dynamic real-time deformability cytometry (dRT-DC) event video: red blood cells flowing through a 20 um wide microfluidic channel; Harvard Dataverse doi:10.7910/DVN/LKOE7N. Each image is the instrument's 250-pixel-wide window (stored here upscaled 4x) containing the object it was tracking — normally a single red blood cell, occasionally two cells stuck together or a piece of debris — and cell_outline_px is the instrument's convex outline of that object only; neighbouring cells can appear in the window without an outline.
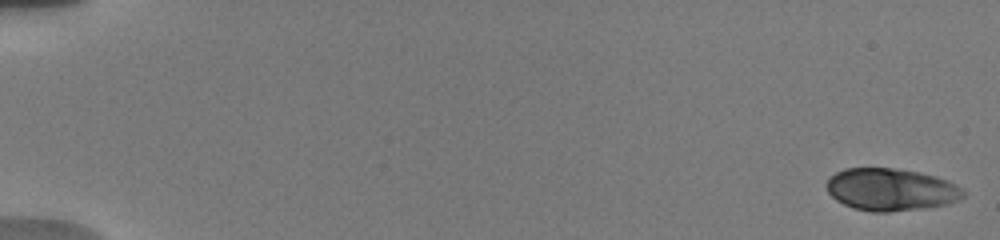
{"species": "human", "species_latin": "Homo sapiens", "temperature_condition": "warm", "stored_images_in_passage": 24, "camera_frame_rate_fps": 3000, "um_per_image_px": 0.085, "donor": {"sex": "male"}, "frame": {"image": 1, "passage_image": 1, "time_ms": 0.0, "image_size_px": [1000, 240], "cell_outline_px": [[964, 196], [948, 204], [924, 208], [888, 212], [872, 212], [852, 208], [836, 200], [828, 192], [824, 184], [836, 172], [844, 168], [896, 168], [936, 176], [948, 180], [960, 188], [964, 192]], "centroid_in_image_um": [75.69, 16.11], "position_along_channel_um": 9.3, "area_um2": 33.7}}
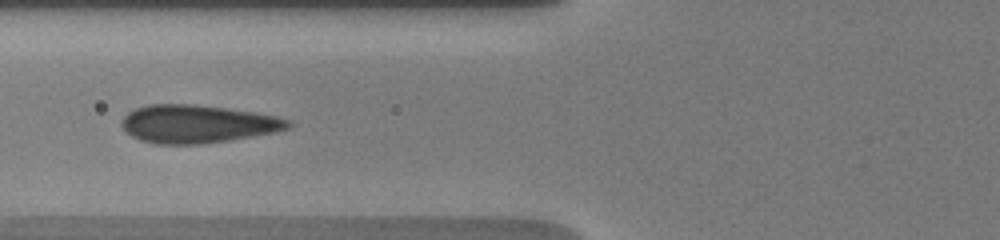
{"frame": {"image": 2, "passage_image": 13, "time_ms": 7.333, "image_size_px": [1000, 240], "cell_outline_px": [[292, 124], [288, 128], [276, 132], [228, 140], [200, 144], [156, 144], [140, 140], [132, 136], [120, 124], [120, 120], [128, 112], [136, 108], [148, 104], [196, 104], [256, 112], [276, 116], [292, 120]], "centroid_in_image_um": [16.78, 10.52], "position_along_channel_um": 109.0, "area_um2": 36.99}}
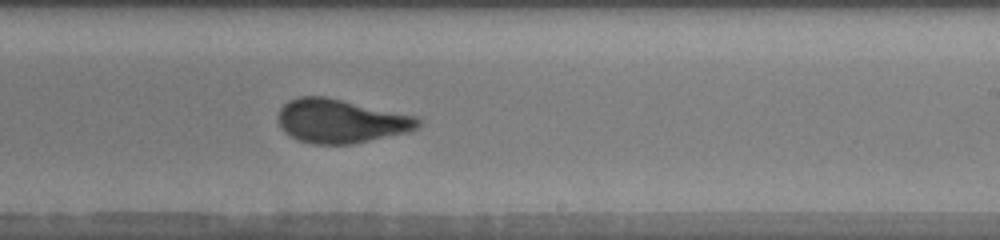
{"frame": {"image": 3, "passage_image": 24, "time_ms": 11.333, "image_size_px": [1000, 240], "cell_outline_px": [[420, 124], [416, 128], [408, 132], [352, 144], [312, 144], [300, 140], [284, 132], [280, 124], [280, 108], [288, 100], [300, 96], [324, 96], [416, 116], [420, 120]], "centroid_in_image_um": [28.97, 10.29], "position_along_channel_um": 260.0, "area_um2": 35.32}}